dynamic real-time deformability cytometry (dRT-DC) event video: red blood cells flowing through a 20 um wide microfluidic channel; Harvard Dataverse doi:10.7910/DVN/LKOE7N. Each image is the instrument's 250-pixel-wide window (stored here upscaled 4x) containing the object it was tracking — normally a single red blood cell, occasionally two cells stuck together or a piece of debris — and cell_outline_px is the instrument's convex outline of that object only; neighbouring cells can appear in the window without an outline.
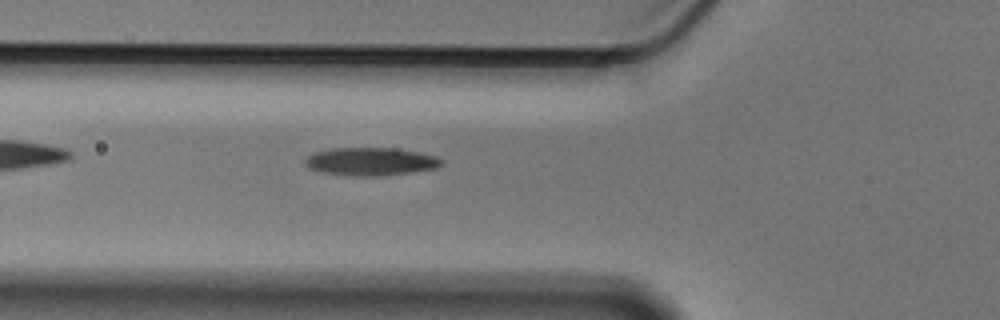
{"species": "Egyptian fruit bat (a non-hibernating species)", "species_latin": "Rousettus aegyptiacus", "temperature_condition": "cold", "stored_images_in_passage": 38, "camera_frame_rate_fps": 3000, "um_per_image_px": 0.085, "animal": {"sex": "male"}, "frame": {"image": 1, "passage_image": 3, "time_ms": 0.667, "image_size_px": [1000, 320], "cell_outline_px": [[444, 164], [436, 168], [412, 172], [380, 176], [352, 176], [320, 172], [308, 168], [304, 164], [304, 160], [308, 156], [316, 152], [332, 148], [396, 148], [420, 152], [436, 156], [444, 160]], "centroid_in_image_um": [31.53, 13.73], "position_along_channel_um": 94.3, "area_um2": 22.48}}
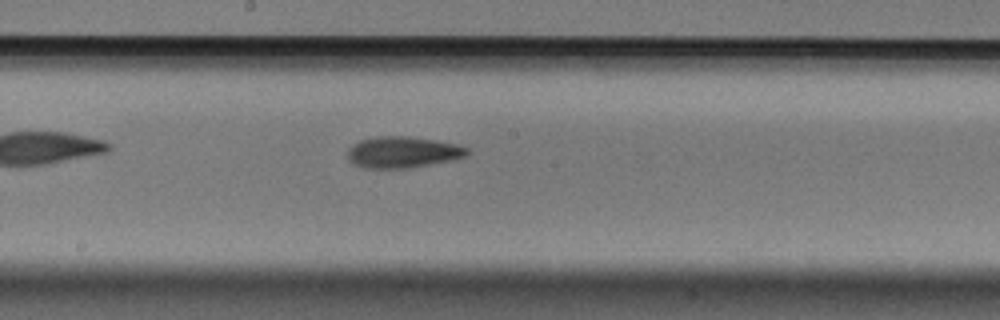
{"frame": {"image": 2, "passage_image": 13, "time_ms": 4.0, "image_size_px": [1000, 320], "cell_outline_px": [[468, 152], [464, 156], [452, 160], [408, 168], [364, 168], [352, 164], [348, 160], [348, 148], [352, 144], [360, 140], [376, 136], [408, 136], [436, 140], [456, 144], [468, 148]], "centroid_in_image_um": [34.18, 12.93], "position_along_channel_um": 214.0, "area_um2": 21.85}}
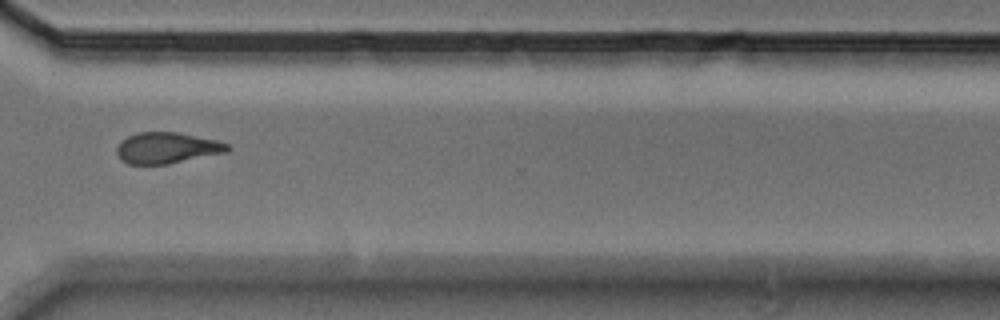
{"frame": {"image": 3, "passage_image": 25, "time_ms": 8.0, "image_size_px": [1000, 320], "cell_outline_px": [[232, 148], [228, 152], [168, 164], [128, 164], [120, 160], [116, 152], [116, 148], [120, 140], [128, 136], [140, 132], [176, 132], [216, 140], [228, 144]], "centroid_in_image_um": [14.18, 12.58], "position_along_channel_um": 356.4, "area_um2": 20.17}}